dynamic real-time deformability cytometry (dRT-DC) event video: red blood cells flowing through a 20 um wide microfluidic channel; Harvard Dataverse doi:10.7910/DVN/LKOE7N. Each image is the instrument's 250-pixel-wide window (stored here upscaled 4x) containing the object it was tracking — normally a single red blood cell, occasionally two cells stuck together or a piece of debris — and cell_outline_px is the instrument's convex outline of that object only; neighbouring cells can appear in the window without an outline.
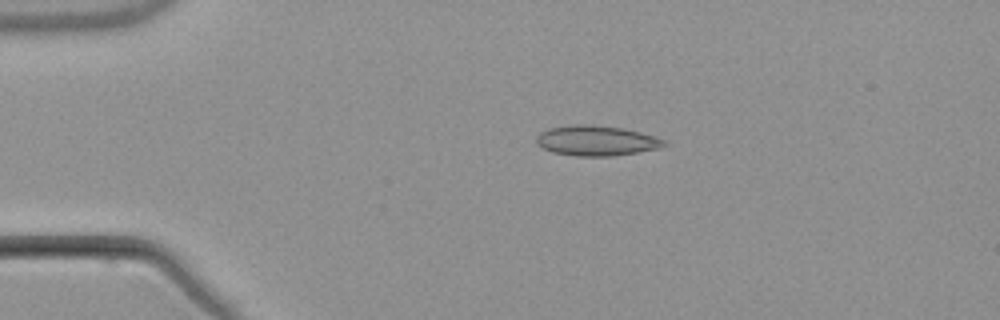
{"species": "common noctule bat (a hibernating species)", "species_latin": "Nyctalus noctula", "temperature_condition": "warm", "stored_images_in_passage": 3, "camera_frame_rate_fps": 3000, "um_per_image_px": 0.085, "animal": {"sex": "male", "body_mass_g": 21.5, "forearm_length_mm": 52.0}, "frame": {"image": 1, "passage_image": 2, "time_ms": 2.0, "image_size_px": [1000, 320], "cell_outline_px": [[668, 144], [660, 148], [612, 156], [576, 156], [552, 152], [536, 144], [536, 136], [540, 132], [548, 128], [576, 124], [592, 124], [620, 128], [640, 132], [656, 136], [664, 140]], "centroid_in_image_um": [50.68, 11.95], "position_along_channel_um": 34.3, "area_um2": 22.48}}